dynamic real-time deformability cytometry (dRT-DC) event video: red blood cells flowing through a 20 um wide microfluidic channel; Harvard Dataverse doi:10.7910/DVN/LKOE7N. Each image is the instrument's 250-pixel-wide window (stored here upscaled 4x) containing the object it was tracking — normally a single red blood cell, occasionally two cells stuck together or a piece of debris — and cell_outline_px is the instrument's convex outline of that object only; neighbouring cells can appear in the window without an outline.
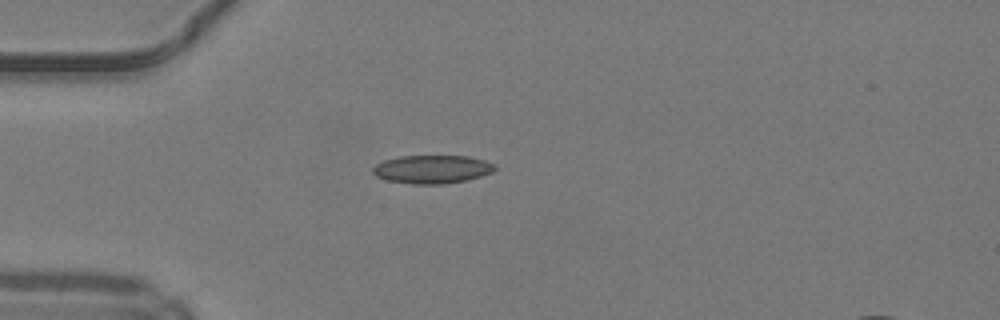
{"species": "common noctule bat (a hibernating species)", "species_latin": "Nyctalus noctula", "temperature_condition": "warm", "stored_images_in_passage": 36, "camera_frame_rate_fps": 3000, "um_per_image_px": 0.085, "animal": {"sex": "male", "body_mass_g": 19.2, "forearm_length_mm": 51.8}, "frame": {"image": 1, "passage_image": 1, "time_ms": 0.0, "image_size_px": [1000, 320], "cell_outline_px": [[496, 168], [492, 172], [480, 176], [464, 180], [444, 184], [412, 184], [388, 180], [376, 176], [372, 172], [372, 168], [376, 164], [384, 160], [400, 156], [468, 156], [484, 160], [496, 164]], "centroid_in_image_um": [36.73, 14.38], "position_along_channel_um": 48.3, "area_um2": 20.06}}
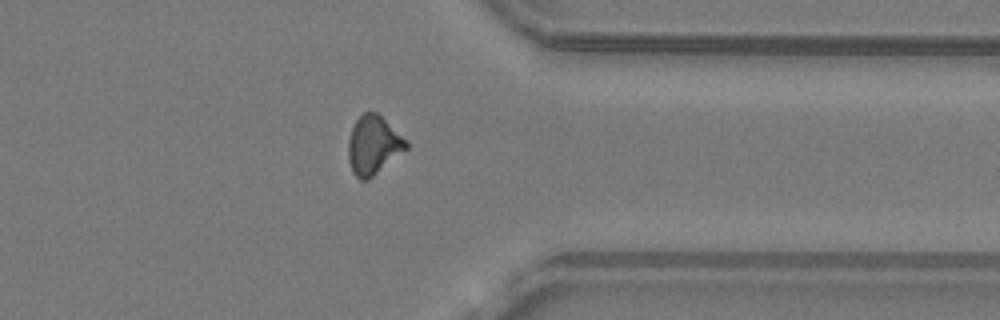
{"frame": {"image": 2, "passage_image": 26, "time_ms": 8.333, "image_size_px": [1000, 320], "cell_outline_px": [[408, 148], [368, 180], [360, 180], [352, 172], [348, 160], [348, 140], [352, 128], [356, 120], [364, 112], [376, 112], [408, 144]], "centroid_in_image_um": [31.69, 12.37], "position_along_channel_um": 379.7, "area_um2": 19.31}}
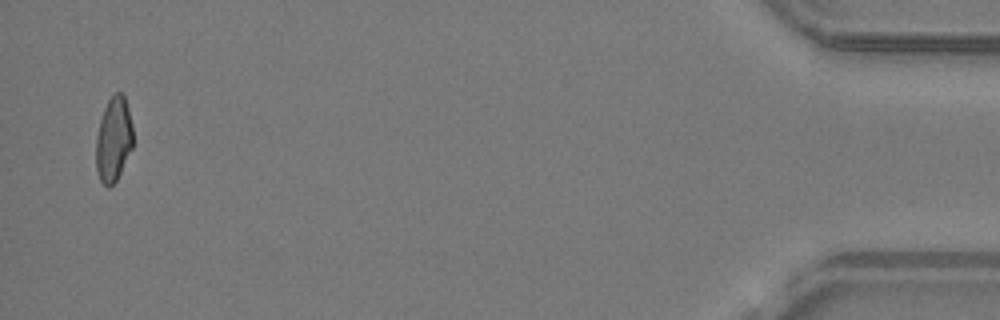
{"frame": {"image": 3, "passage_image": 35, "time_ms": 11.333, "image_size_px": [1000, 320], "cell_outline_px": [[132, 148], [116, 180], [108, 188], [100, 180], [96, 168], [96, 136], [100, 120], [104, 108], [108, 100], [116, 92], [120, 92], [124, 96], [128, 108], [132, 124]], "centroid_in_image_um": [9.64, 11.84], "position_along_channel_um": 425.6, "area_um2": 18.03}, "authors_computed_cell_mechanics": {"area_um2": 19.0162, "velocity_mm_per_s": 4.2495, "shape_relaxation_time_tau1_ms": null, "shape_relaxation_time_tau2_ms": 2.1648, "deformation_change_tau1": null, "deformation_change_tau2": 0.0921}}